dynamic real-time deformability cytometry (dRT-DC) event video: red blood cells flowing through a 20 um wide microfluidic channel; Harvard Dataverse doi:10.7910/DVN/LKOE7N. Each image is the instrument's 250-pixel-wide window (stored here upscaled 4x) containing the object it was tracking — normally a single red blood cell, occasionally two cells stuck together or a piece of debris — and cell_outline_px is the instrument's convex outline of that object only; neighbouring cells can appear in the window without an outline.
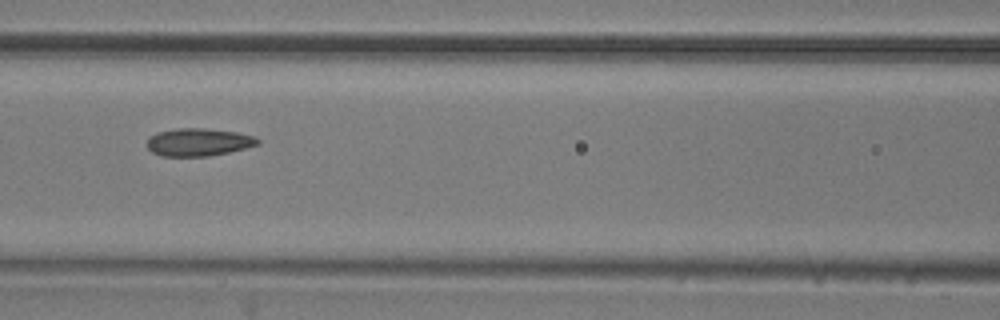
{"species": "common noctule bat (a hibernating species)", "species_latin": "Nyctalus noctula", "temperature_condition": "room temperature", "stored_images_in_passage": 9, "camera_frame_rate_fps": 3000, "um_per_image_px": 0.085, "animal": {"sex": "male", "body_mass_g": 20.5, "forearm_length_mm": 52.5}, "frame": {"image": 1, "passage_image": 6, "time_ms": 1.667, "image_size_px": [1000, 320], "cell_outline_px": [[260, 144], [228, 152], [208, 156], [160, 156], [152, 152], [148, 148], [148, 136], [156, 132], [176, 128], [204, 128], [236, 132], [256, 136], [260, 140]], "centroid_in_image_um": [16.86, 12.07], "position_along_channel_um": 149.7, "area_um2": 17.98}}
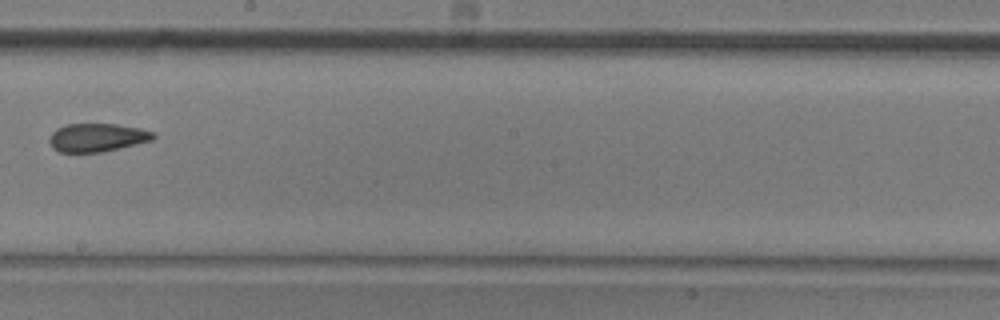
{"frame": {"image": 2, "passage_image": 8, "time_ms": 2.333, "image_size_px": [1000, 320], "cell_outline_px": [[156, 136], [152, 140], [120, 148], [100, 152], [56, 152], [52, 148], [48, 140], [52, 132], [56, 128], [68, 124], [116, 124], [140, 128], [156, 132]], "centroid_in_image_um": [8.24, 11.69], "position_along_channel_um": 240.0, "area_um2": 17.28}}
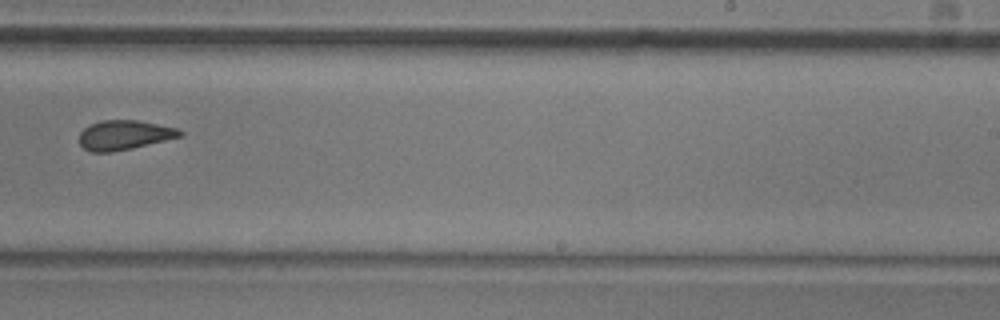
{"frame": {"image": 3, "passage_image": 9, "time_ms": 2.667, "image_size_px": [1000, 320], "cell_outline_px": [[184, 132], [180, 136], [132, 148], [112, 152], [92, 152], [84, 148], [80, 144], [80, 132], [84, 128], [100, 120], [136, 120], [176, 128]], "centroid_in_image_um": [10.52, 11.48], "position_along_channel_um": 278.5, "area_um2": 16.99}}